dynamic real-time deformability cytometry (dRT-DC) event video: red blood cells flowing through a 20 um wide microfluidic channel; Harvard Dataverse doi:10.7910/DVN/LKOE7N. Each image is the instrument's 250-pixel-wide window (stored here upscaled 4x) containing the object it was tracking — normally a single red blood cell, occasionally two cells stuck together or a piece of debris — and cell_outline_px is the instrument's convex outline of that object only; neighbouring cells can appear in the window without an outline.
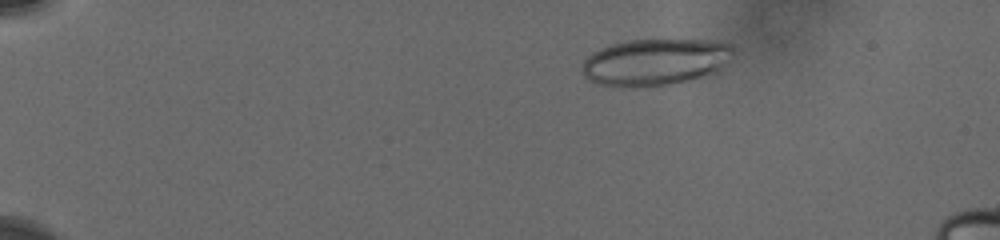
{"species": "human", "species_latin": "Homo sapiens", "temperature_condition": "cold", "stored_images_in_passage": 12, "camera_frame_rate_fps": 3000, "um_per_image_px": 0.085, "donor": {"sex": "male"}, "frame": {"image": 1, "passage_image": 1, "time_ms": 0.0, "image_size_px": [1000, 240], "cell_outline_px": [[736, 52], [728, 64], [716, 72], [688, 80], [668, 84], [636, 88], [616, 88], [596, 84], [588, 80], [584, 76], [584, 60], [588, 56], [600, 48], [612, 44], [628, 40], [704, 40], [732, 44], [736, 48]], "centroid_in_image_um": [55.72, 5.29], "position_along_channel_um": 29.3, "area_um2": 41.67}}